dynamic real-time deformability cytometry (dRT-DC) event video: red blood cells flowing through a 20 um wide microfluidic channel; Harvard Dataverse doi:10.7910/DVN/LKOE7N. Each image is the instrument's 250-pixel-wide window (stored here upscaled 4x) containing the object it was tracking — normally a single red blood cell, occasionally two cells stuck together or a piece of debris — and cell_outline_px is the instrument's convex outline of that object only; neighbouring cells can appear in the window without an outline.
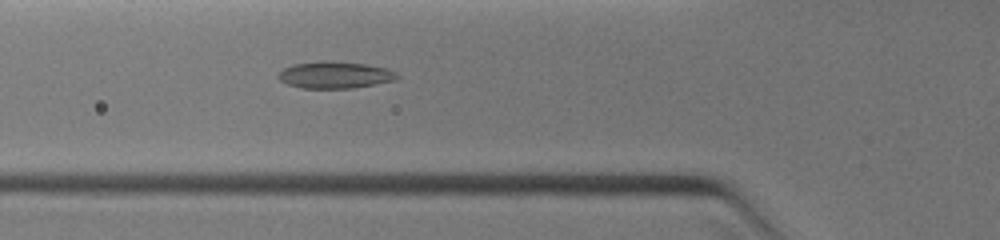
{"species": "common noctule bat (a hibernating species)", "species_latin": "Nyctalus noctula", "temperature_condition": "warm", "stored_images_in_passage": 2, "camera_frame_rate_fps": 3000, "um_per_image_px": 0.085, "animal": {"sex": "female", "body_mass_g": 19.0, "forearm_length_mm": 51.5}, "frame": {"image": 1, "passage_image": 2, "time_ms": 0.667, "image_size_px": [1000, 240], "cell_outline_px": [[400, 76], [396, 80], [352, 88], [304, 88], [288, 84], [280, 80], [276, 76], [276, 72], [292, 64], [320, 60], [332, 60], [368, 64], [388, 68], [396, 72]], "centroid_in_image_um": [28.46, 6.34], "position_along_channel_um": 97.3, "area_um2": 18.96}}